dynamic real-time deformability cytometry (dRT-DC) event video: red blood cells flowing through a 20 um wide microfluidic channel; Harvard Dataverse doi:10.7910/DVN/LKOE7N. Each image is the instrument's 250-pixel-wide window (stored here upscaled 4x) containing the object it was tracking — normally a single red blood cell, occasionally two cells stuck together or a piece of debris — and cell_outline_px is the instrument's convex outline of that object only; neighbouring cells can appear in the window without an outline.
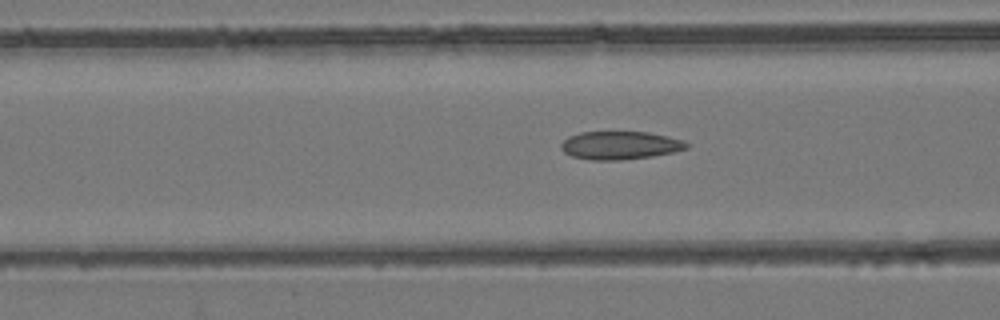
{"species": "common noctule bat (a hibernating species)", "species_latin": "Nyctalus noctula", "temperature_condition": "room temperature", "stored_images_in_passage": 40, "camera_frame_rate_fps": 3000, "um_per_image_px": 0.085, "animal": {"sex": "female", "body_mass_g": 24.6, "forearm_length_mm": 56.2}, "frame": {"image": 1, "passage_image": 8, "time_ms": 2.333, "image_size_px": [1000, 320], "cell_outline_px": [[688, 148], [672, 152], [652, 156], [620, 160], [592, 160], [572, 156], [564, 152], [560, 148], [560, 144], [568, 136], [580, 132], [648, 132], [668, 136], [684, 140], [688, 144]], "centroid_in_image_um": [52.69, 12.35], "position_along_channel_um": 113.9, "area_um2": 20.58}}
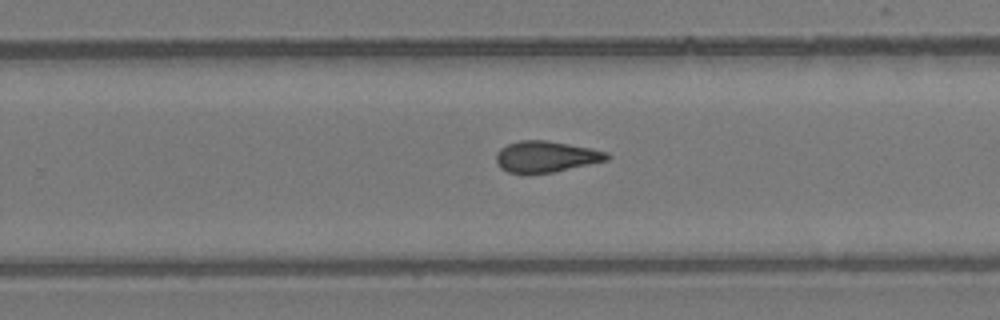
{"frame": {"image": 2, "passage_image": 21, "time_ms": 6.667, "image_size_px": [1000, 320], "cell_outline_px": [[612, 156], [608, 160], [552, 172], [508, 172], [500, 168], [496, 164], [496, 152], [500, 148], [508, 144], [520, 140], [544, 140], [592, 148], [608, 152]], "centroid_in_image_um": [46.41, 13.3], "position_along_channel_um": 283.4, "area_um2": 19.94}}
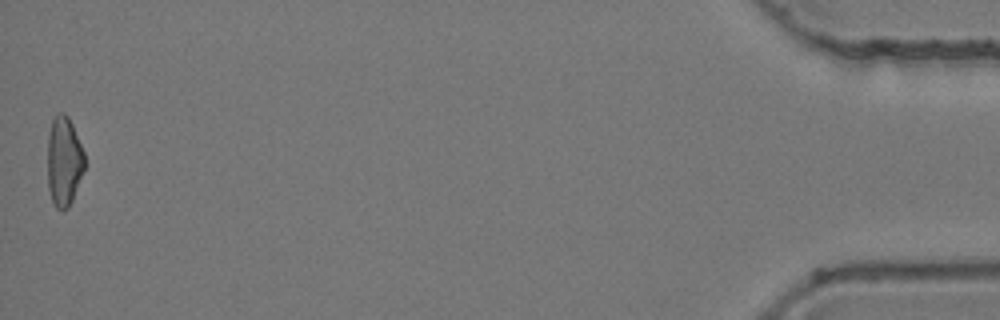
{"frame": {"image": 3, "passage_image": 40, "time_ms": 13.0, "image_size_px": [1000, 320], "cell_outline_px": [[84, 168], [72, 200], [68, 208], [56, 208], [52, 200], [48, 188], [48, 132], [52, 120], [60, 112], [64, 112], [68, 116], [72, 124], [84, 152]], "centroid_in_image_um": [5.42, 13.68], "position_along_channel_um": 429.8, "area_um2": 19.07}, "authors_computed_cell_mechanics": {"area_um2": 19.9699, "velocity_mm_per_s": 3.9162, "shape_relaxation_time_tau1_ms": null, "shape_relaxation_time_tau2_ms": 3.7425, "deformation_change_tau1": null, "deformation_change_tau2": 0.1078}}